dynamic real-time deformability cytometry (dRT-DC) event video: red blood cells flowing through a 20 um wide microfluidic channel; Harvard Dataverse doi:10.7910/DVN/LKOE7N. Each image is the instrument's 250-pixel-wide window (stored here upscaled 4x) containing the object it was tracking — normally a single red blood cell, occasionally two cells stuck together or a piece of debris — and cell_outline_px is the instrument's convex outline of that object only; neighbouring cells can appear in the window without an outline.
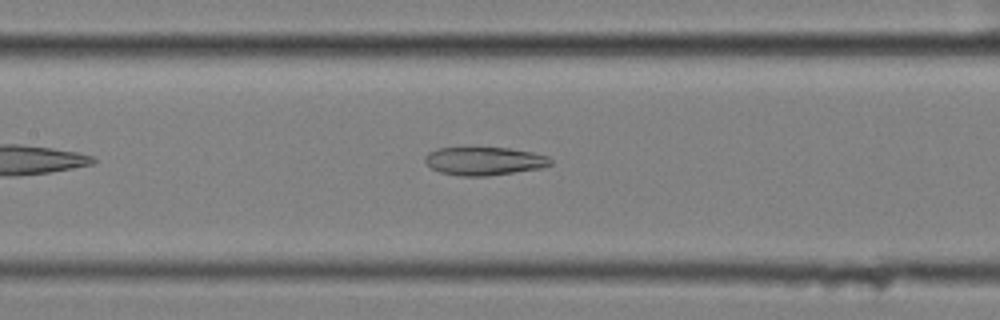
{"species": "common noctule bat (a hibernating species)", "species_latin": "Nyctalus noctula", "temperature_condition": "cold", "stored_images_in_passage": 39, "camera_frame_rate_fps": 3000, "um_per_image_px": 0.085, "animal": {"sex": "female", "body_mass_g": 25.1}, "frame": {"image": 1, "passage_image": 13, "time_ms": 4.0, "image_size_px": [1000, 320], "cell_outline_px": [[552, 164], [540, 168], [484, 176], [460, 176], [440, 172], [432, 168], [424, 160], [424, 156], [428, 152], [436, 148], [508, 148], [532, 152], [548, 156], [552, 160]], "centroid_in_image_um": [41.14, 13.68], "position_along_channel_um": 166.3, "area_um2": 20.46}}
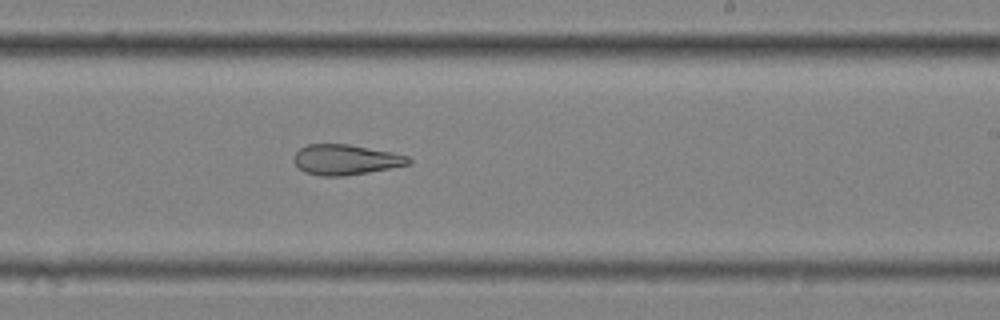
{"frame": {"image": 2, "passage_image": 21, "time_ms": 6.667, "image_size_px": [1000, 320], "cell_outline_px": [[412, 164], [368, 172], [344, 176], [320, 176], [304, 172], [292, 160], [296, 152], [300, 148], [308, 144], [348, 144], [392, 152], [408, 156], [412, 160]], "centroid_in_image_um": [29.39, 13.57], "position_along_channel_um": 259.6, "area_um2": 20.29}}
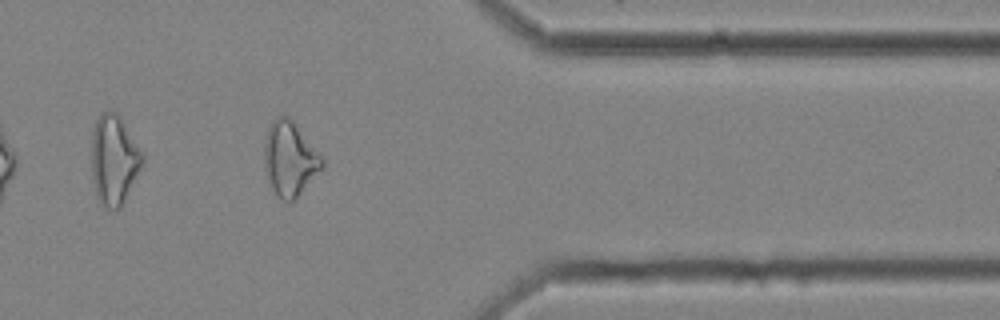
{"frame": {"image": 3, "passage_image": 33, "time_ms": 10.667, "image_size_px": [1000, 320], "cell_outline_px": [[324, 168], [288, 204], [276, 196], [268, 176], [264, 164], [264, 144], [268, 128], [272, 120], [280, 116], [288, 116], [296, 124], [324, 160]], "centroid_in_image_um": [24.63, 13.49], "position_along_channel_um": 386.8, "area_um2": 24.68}, "authors_computed_cell_mechanics": {"area_um2": 21.8484, "velocity_mm_per_s": 3.513, "shape_relaxation_time_tau1_ms": null, "shape_relaxation_time_tau2_ms": 5.3681, "deformation_change_tau1": null, "deformation_change_tau2": 0.1604}}